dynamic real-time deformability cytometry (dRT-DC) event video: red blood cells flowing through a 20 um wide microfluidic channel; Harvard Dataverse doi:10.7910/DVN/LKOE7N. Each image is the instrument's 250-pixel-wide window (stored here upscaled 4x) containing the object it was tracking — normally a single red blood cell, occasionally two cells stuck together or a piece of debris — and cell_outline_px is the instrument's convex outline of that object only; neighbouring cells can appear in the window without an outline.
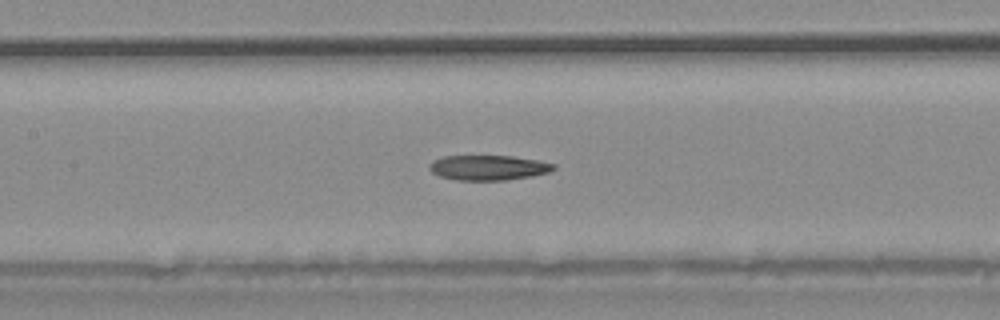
{"species": "common noctule bat (a hibernating species)", "species_latin": "Nyctalus noctula", "temperature_condition": "warm", "stored_images_in_passage": 38, "camera_frame_rate_fps": 3000, "um_per_image_px": 0.085, "animal": {"sex": "male", "body_mass_g": 20.4}, "frame": {"image": 1, "passage_image": 17, "time_ms": 5.333, "image_size_px": [1000, 320], "cell_outline_px": [[556, 168], [548, 172], [532, 176], [508, 180], [456, 180], [440, 176], [432, 172], [432, 160], [444, 156], [512, 156], [536, 160], [556, 164]], "centroid_in_image_um": [41.55, 14.25], "position_along_channel_um": 165.9, "area_um2": 17.92}}